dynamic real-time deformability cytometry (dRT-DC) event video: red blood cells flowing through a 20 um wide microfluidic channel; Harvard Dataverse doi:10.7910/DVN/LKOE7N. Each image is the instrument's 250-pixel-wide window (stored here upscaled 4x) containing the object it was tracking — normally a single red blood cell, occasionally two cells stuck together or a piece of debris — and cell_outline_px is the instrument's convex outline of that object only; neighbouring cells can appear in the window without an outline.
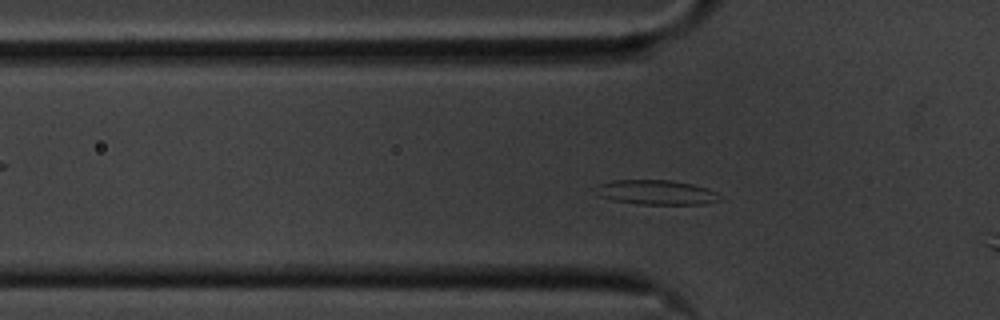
{"species": "common noctule bat (a hibernating species)", "species_latin": "Nyctalus noctula", "temperature_condition": "cold", "stored_images_in_passage": 49, "camera_frame_rate_fps": 3000, "um_per_image_px": 0.085, "animal": {"sex": "male", "body_mass_g": 20.1, "forearm_length_mm": 53.5}, "frame": {"image": 1, "passage_image": 9, "time_ms": 2.667, "image_size_px": [1000, 320], "cell_outline_px": [[724, 196], [720, 200], [704, 204], [636, 204], [612, 200], [600, 196], [600, 184], [612, 180], [672, 180], [692, 184], [708, 188]], "centroid_in_image_um": [55.89, 16.35], "position_along_channel_um": 69.9, "area_um2": 17.69}}
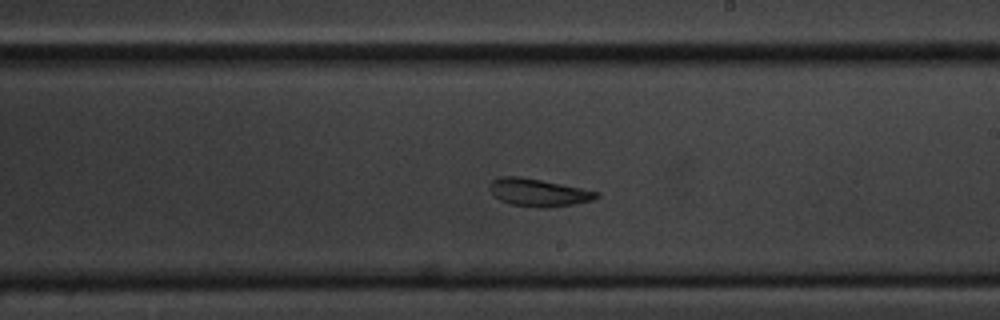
{"frame": {"image": 2, "passage_image": 24, "time_ms": 7.667, "image_size_px": [1000, 320], "cell_outline_px": [[600, 196], [592, 200], [572, 204], [548, 208], [536, 208], [512, 204], [500, 200], [488, 188], [488, 184], [492, 180], [500, 176], [520, 176], [600, 192]], "centroid_in_image_um": [45.74, 16.36], "position_along_channel_um": 243.3, "area_um2": 17.11}}
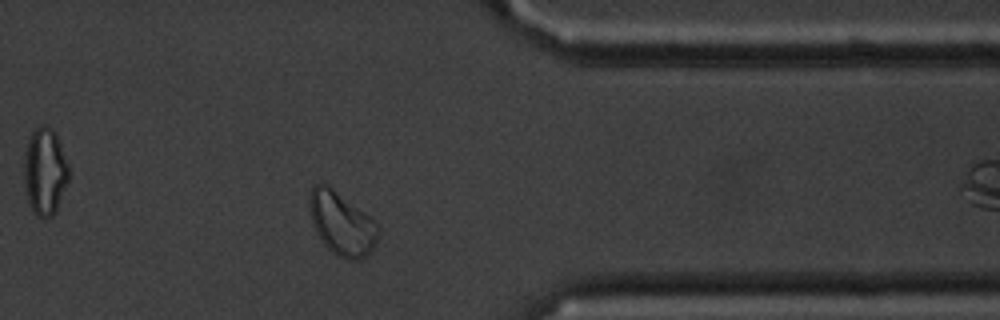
{"frame": {"image": 3, "passage_image": 37, "time_ms": 12.0, "image_size_px": [1000, 320], "cell_outline_px": [[380, 232], [376, 244], [368, 256], [356, 260], [348, 260], [336, 256], [324, 244], [316, 232], [312, 224], [308, 208], [308, 196], [312, 184], [328, 184], [368, 216], [380, 228]], "centroid_in_image_um": [29.01, 19.01], "position_along_channel_um": 382.4, "area_um2": 25.55}, "authors_computed_cell_mechanics": {"area_um2": 18.1492, "velocity_mm_per_s": 3.4587, "shape_relaxation_time_tau1_ms": 2.4697, "shape_relaxation_time_tau2_ms": 2.285, "deformation_change_tau1": 0.0912, "deformation_change_tau2": 0.0727}}